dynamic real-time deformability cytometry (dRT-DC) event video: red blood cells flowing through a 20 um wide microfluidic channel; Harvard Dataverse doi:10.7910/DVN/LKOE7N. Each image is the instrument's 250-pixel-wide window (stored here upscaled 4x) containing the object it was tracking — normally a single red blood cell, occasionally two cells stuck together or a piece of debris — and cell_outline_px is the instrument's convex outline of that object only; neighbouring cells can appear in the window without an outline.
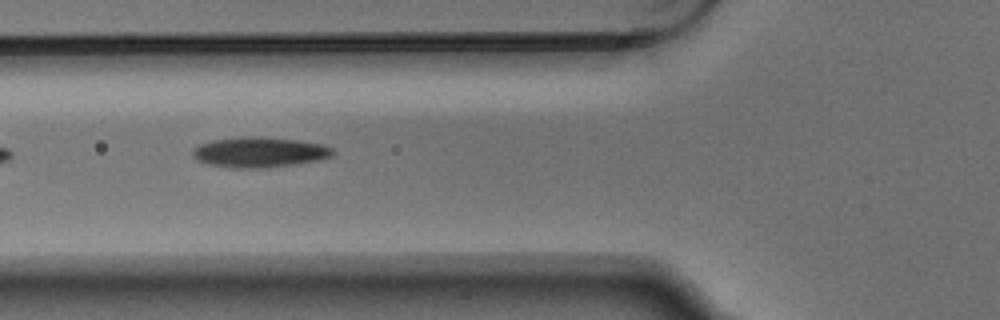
{"species": "Egyptian fruit bat (a non-hibernating species)", "species_latin": "Rousettus aegyptiacus", "temperature_condition": "warm", "stored_images_in_passage": 8, "camera_frame_rate_fps": 3000, "um_per_image_px": 0.085, "animal": {"sex": "male"}, "frame": {"image": 1, "passage_image": 6, "time_ms": 1.667, "image_size_px": [1000, 320], "cell_outline_px": [[336, 152], [332, 156], [320, 160], [296, 164], [260, 168], [232, 168], [208, 164], [196, 160], [192, 156], [192, 148], [200, 144], [212, 140], [240, 136], [260, 136], [300, 140], [320, 144], [332, 148]], "centroid_in_image_um": [22.03, 12.93], "position_along_channel_um": 103.8, "area_um2": 25.09}}
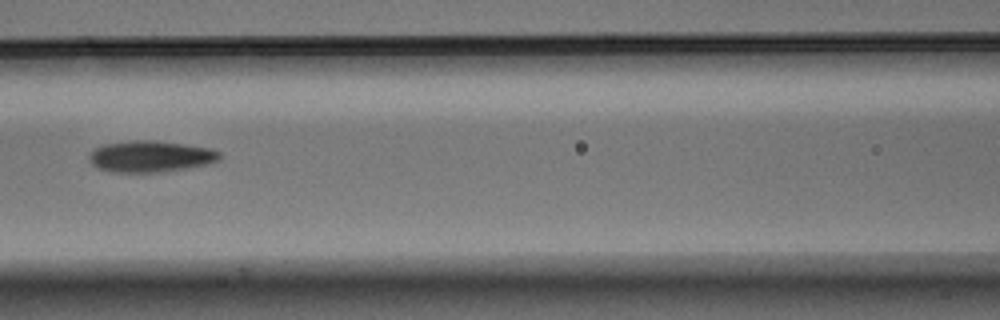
{"frame": {"image": 2, "passage_image": 7, "time_ms": 2.0, "image_size_px": [1000, 320], "cell_outline_px": [[220, 156], [216, 160], [204, 164], [188, 168], [160, 172], [112, 172], [100, 168], [92, 164], [88, 160], [88, 156], [96, 148], [104, 144], [132, 140], [152, 140], [212, 148], [220, 152]], "centroid_in_image_um": [12.76, 13.29], "position_along_channel_um": 153.8, "area_um2": 23.58}}
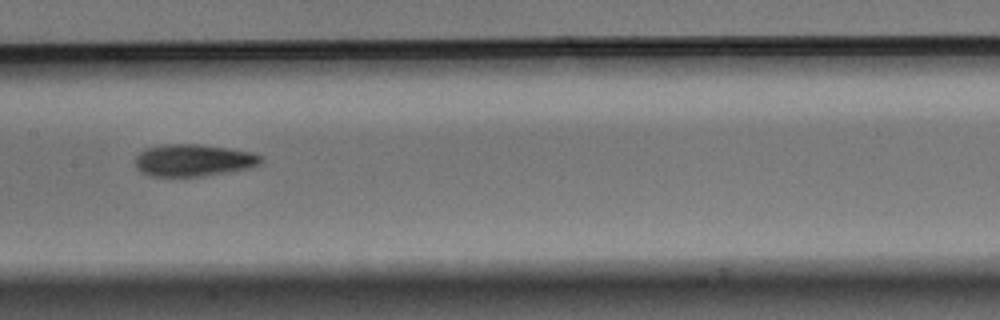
{"frame": {"image": 3, "passage_image": 8, "time_ms": 2.333, "image_size_px": [1000, 320], "cell_outline_px": [[264, 160], [260, 164], [252, 168], [200, 176], [152, 176], [140, 172], [136, 168], [136, 156], [144, 148], [164, 144], [200, 144], [228, 148], [252, 152], [264, 156]], "centroid_in_image_um": [16.47, 13.61], "position_along_channel_um": 190.9, "area_um2": 23.7}}